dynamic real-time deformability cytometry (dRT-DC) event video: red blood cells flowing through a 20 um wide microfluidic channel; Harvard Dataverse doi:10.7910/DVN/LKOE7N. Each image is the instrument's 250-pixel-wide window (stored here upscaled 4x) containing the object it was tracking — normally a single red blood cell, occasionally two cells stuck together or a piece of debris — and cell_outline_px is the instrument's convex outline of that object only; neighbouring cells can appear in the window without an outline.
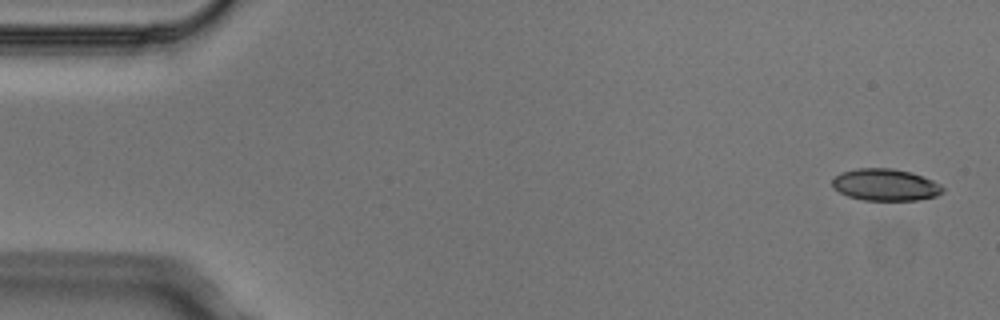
{"species": "Egyptian fruit bat (a non-hibernating species)", "species_latin": "Rousettus aegyptiacus", "temperature_condition": "cold", "stored_images_in_passage": 4, "camera_frame_rate_fps": 3000, "um_per_image_px": 0.085, "animal": {"sex": "male"}, "frame": {"image": 1, "passage_image": 1, "time_ms": 0.0, "image_size_px": [1000, 320], "cell_outline_px": [[944, 192], [936, 196], [916, 200], [864, 200], [848, 196], [832, 188], [832, 180], [840, 172], [856, 168], [892, 168], [912, 172], [924, 176], [940, 184], [944, 188]], "centroid_in_image_um": [75.26, 15.7], "position_along_channel_um": 9.7, "area_um2": 20.69}}
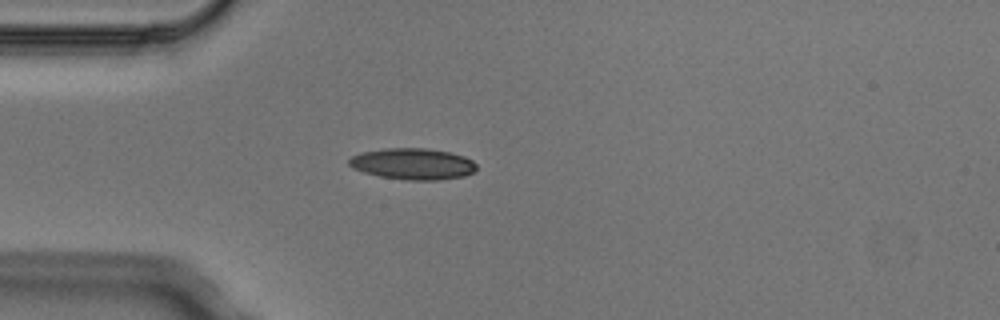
{"frame": {"image": 2, "passage_image": 4, "time_ms": 1.0, "image_size_px": [1000, 320], "cell_outline_px": [[476, 168], [472, 172], [464, 176], [440, 180], [408, 180], [380, 176], [364, 172], [352, 168], [348, 164], [348, 160], [352, 156], [360, 152], [384, 148], [428, 148], [448, 152], [464, 156], [472, 160], [476, 164]], "centroid_in_image_um": [35.07, 13.92], "position_along_channel_um": 49.9, "area_um2": 23.29}}